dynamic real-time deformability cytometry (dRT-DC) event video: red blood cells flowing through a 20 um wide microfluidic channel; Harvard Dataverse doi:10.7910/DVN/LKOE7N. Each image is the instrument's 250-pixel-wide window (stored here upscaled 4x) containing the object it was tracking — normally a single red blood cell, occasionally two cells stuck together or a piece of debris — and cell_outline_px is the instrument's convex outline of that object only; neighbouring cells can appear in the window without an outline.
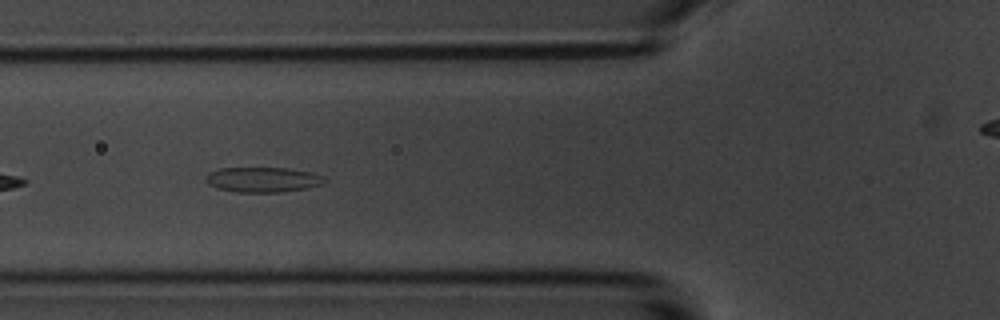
{"species": "common noctule bat (a hibernating species)", "species_latin": "Nyctalus noctula", "temperature_condition": "room temperature", "stored_images_in_passage": 3, "camera_frame_rate_fps": 3000, "um_per_image_px": 0.085, "animal": {"sex": "male", "body_mass_g": 20.1, "forearm_length_mm": 53.5}, "frame": {"image": 1, "passage_image": 2, "time_ms": 1.333, "image_size_px": [1000, 320], "cell_outline_px": [[328, 180], [324, 184], [304, 188], [280, 192], [236, 192], [216, 188], [208, 184], [204, 180], [204, 176], [208, 172], [220, 168], [288, 168], [312, 172], [324, 176]], "centroid_in_image_um": [22.32, 15.26], "position_along_channel_um": 103.5, "area_um2": 17.57}}